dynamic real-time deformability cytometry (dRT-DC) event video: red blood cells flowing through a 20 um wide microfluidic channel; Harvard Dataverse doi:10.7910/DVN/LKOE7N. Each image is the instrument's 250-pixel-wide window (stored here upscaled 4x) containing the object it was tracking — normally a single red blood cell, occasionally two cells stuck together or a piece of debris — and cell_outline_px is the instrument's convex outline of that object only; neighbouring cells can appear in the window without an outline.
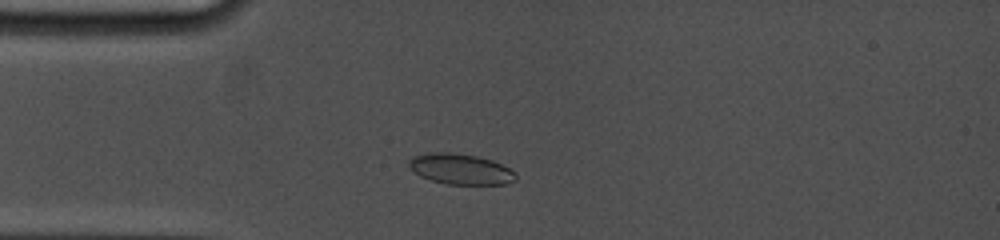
{"species": "common noctule bat (a hibernating species)", "species_latin": "Nyctalus noctula", "temperature_condition": "cold", "stored_images_in_passage": 16, "camera_frame_rate_fps": 5000, "um_per_image_px": 0.085, "animal": {"sex": "female", "body_mass_g": 19.0, "forearm_length_mm": 53.3}, "frame": {"image": 1, "passage_image": 2, "time_ms": 0.6, "image_size_px": [1000, 240], "cell_outline_px": [[516, 180], [504, 184], [448, 184], [432, 180], [420, 176], [408, 168], [408, 160], [412, 156], [436, 152], [448, 152], [476, 156], [492, 160], [516, 172]], "centroid_in_image_um": [39.12, 14.37], "position_along_channel_um": 45.9, "area_um2": 18.96}}
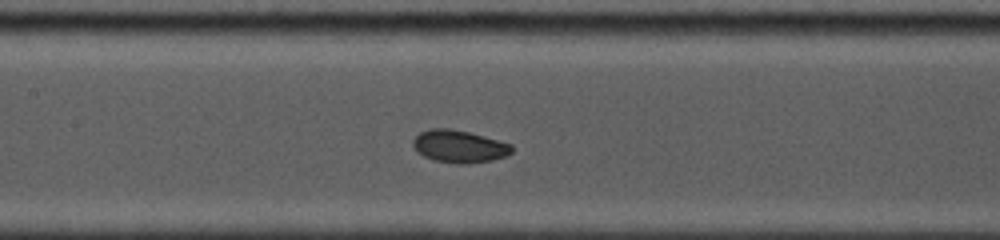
{"frame": {"image": 2, "passage_image": 9, "time_ms": 4.2, "image_size_px": [1000, 240], "cell_outline_px": [[512, 152], [504, 156], [492, 160], [468, 164], [460, 164], [436, 160], [424, 156], [416, 152], [412, 144], [412, 140], [420, 132], [432, 128], [448, 128], [468, 132], [484, 136], [512, 144]], "centroid_in_image_um": [39.01, 12.44], "position_along_channel_um": 168.4, "area_um2": 18.61}}
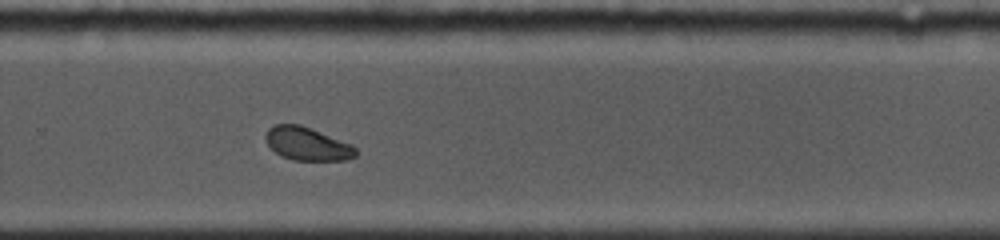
{"frame": {"image": 3, "passage_image": 16, "time_ms": 7.8, "image_size_px": [1000, 240], "cell_outline_px": [[356, 156], [348, 160], [292, 160], [280, 156], [264, 140], [264, 136], [268, 128], [276, 124], [300, 124], [312, 128], [352, 144], [356, 148]], "centroid_in_image_um": [26.11, 12.22], "position_along_channel_um": 303.7, "area_um2": 17.63}}